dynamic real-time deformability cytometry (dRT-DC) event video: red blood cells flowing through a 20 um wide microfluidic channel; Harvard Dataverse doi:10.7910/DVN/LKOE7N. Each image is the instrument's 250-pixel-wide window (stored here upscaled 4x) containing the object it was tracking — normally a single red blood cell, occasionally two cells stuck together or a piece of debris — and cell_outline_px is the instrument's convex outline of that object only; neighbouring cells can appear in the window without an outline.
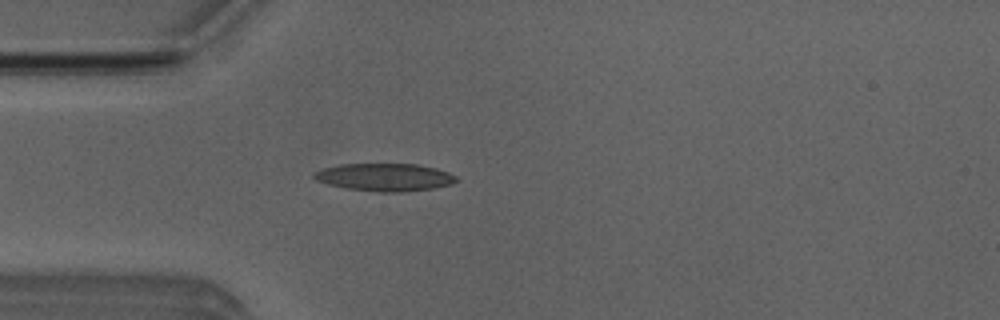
{"species": "Egyptian fruit bat (a non-hibernating species)", "species_latin": "Rousettus aegyptiacus", "temperature_condition": "room temperature", "stored_images_in_passage": 46, "camera_frame_rate_fps": 3000, "um_per_image_px": 0.085, "animal": {"sex": "male"}, "frame": {"image": 1, "passage_image": 8, "time_ms": 2.333, "image_size_px": [1000, 320], "cell_outline_px": [[460, 180], [452, 184], [432, 188], [400, 192], [380, 192], [344, 188], [328, 184], [316, 180], [312, 176], [312, 172], [324, 168], [340, 164], [416, 164], [436, 168], [448, 172], [456, 176]], "centroid_in_image_um": [32.69, 15.06], "position_along_channel_um": 52.3, "area_um2": 23.0}}
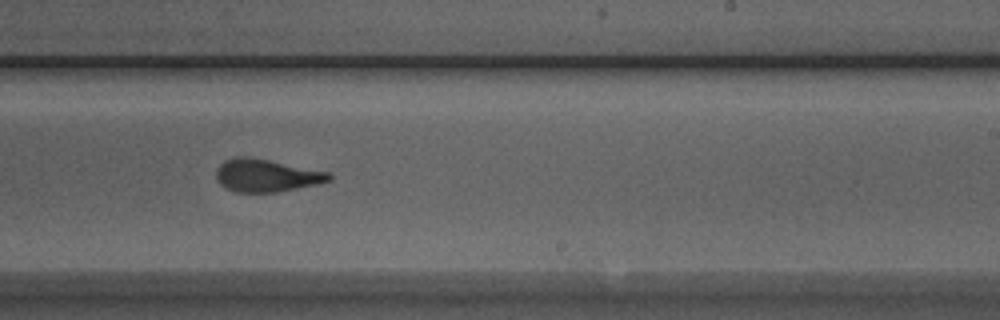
{"frame": {"image": 2, "passage_image": 25, "time_ms": 8.0, "image_size_px": [1000, 320], "cell_outline_px": [[332, 180], [316, 184], [276, 192], [236, 192], [224, 188], [220, 184], [216, 176], [216, 168], [224, 160], [236, 156], [248, 156], [328, 172], [332, 176]], "centroid_in_image_um": [22.59, 14.91], "position_along_channel_um": 266.4, "area_um2": 21.39}}
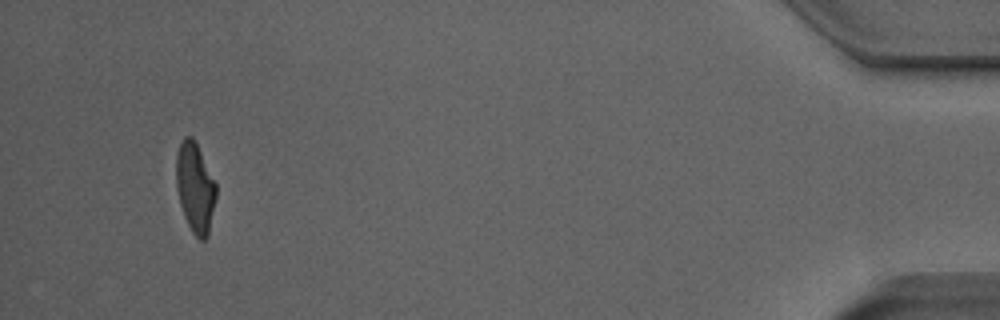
{"frame": {"image": 3, "passage_image": 43, "time_ms": 14.0, "image_size_px": [1000, 320], "cell_outline_px": [[216, 196], [208, 236], [204, 240], [200, 240], [192, 232], [184, 216], [180, 204], [176, 188], [176, 156], [180, 144], [184, 136], [192, 136], [216, 184]], "centroid_in_image_um": [16.57, 15.97], "position_along_channel_um": 418.6, "area_um2": 20.63}, "authors_computed_cell_mechanics": {"area_um2": 21.7328, "velocity_mm_per_s": 3.8993, "shape_relaxation_time_tau1_ms": 8.8069, "shape_relaxation_time_tau2_ms": 1.6206, "deformation_change_tau1": 0.2666, "deformation_change_tau2": 0.1056}}